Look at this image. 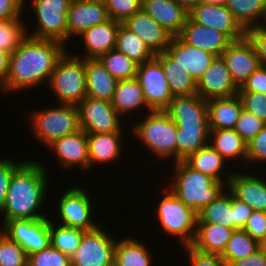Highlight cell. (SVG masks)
Segmentation results:
<instances>
[{
  "label": "cell",
  "mask_w": 266,
  "mask_h": 266,
  "mask_svg": "<svg viewBox=\"0 0 266 266\" xmlns=\"http://www.w3.org/2000/svg\"><path fill=\"white\" fill-rule=\"evenodd\" d=\"M221 57L225 61L231 78L238 88L260 66L255 47L247 36L233 41L222 53Z\"/></svg>",
  "instance_id": "9a60e30c"
},
{
  "label": "cell",
  "mask_w": 266,
  "mask_h": 266,
  "mask_svg": "<svg viewBox=\"0 0 266 266\" xmlns=\"http://www.w3.org/2000/svg\"><path fill=\"white\" fill-rule=\"evenodd\" d=\"M238 92L266 93V67L260 65L243 83Z\"/></svg>",
  "instance_id": "f5cc1de1"
},
{
  "label": "cell",
  "mask_w": 266,
  "mask_h": 266,
  "mask_svg": "<svg viewBox=\"0 0 266 266\" xmlns=\"http://www.w3.org/2000/svg\"><path fill=\"white\" fill-rule=\"evenodd\" d=\"M24 7L25 0H0V20L19 18Z\"/></svg>",
  "instance_id": "11a10c76"
},
{
  "label": "cell",
  "mask_w": 266,
  "mask_h": 266,
  "mask_svg": "<svg viewBox=\"0 0 266 266\" xmlns=\"http://www.w3.org/2000/svg\"><path fill=\"white\" fill-rule=\"evenodd\" d=\"M252 211L248 204L233 196V229H243Z\"/></svg>",
  "instance_id": "db71d44e"
},
{
  "label": "cell",
  "mask_w": 266,
  "mask_h": 266,
  "mask_svg": "<svg viewBox=\"0 0 266 266\" xmlns=\"http://www.w3.org/2000/svg\"><path fill=\"white\" fill-rule=\"evenodd\" d=\"M172 193L196 213L215 200L227 187L224 183L194 170L184 160L173 162Z\"/></svg>",
  "instance_id": "277c9868"
},
{
  "label": "cell",
  "mask_w": 266,
  "mask_h": 266,
  "mask_svg": "<svg viewBox=\"0 0 266 266\" xmlns=\"http://www.w3.org/2000/svg\"><path fill=\"white\" fill-rule=\"evenodd\" d=\"M115 49L125 54L129 59L134 60L139 65L155 57L143 43L142 39L123 24H121L118 29Z\"/></svg>",
  "instance_id": "8d00e7d4"
},
{
  "label": "cell",
  "mask_w": 266,
  "mask_h": 266,
  "mask_svg": "<svg viewBox=\"0 0 266 266\" xmlns=\"http://www.w3.org/2000/svg\"><path fill=\"white\" fill-rule=\"evenodd\" d=\"M243 110L239 95L207 101L210 130L234 129Z\"/></svg>",
  "instance_id": "4316f807"
},
{
  "label": "cell",
  "mask_w": 266,
  "mask_h": 266,
  "mask_svg": "<svg viewBox=\"0 0 266 266\" xmlns=\"http://www.w3.org/2000/svg\"><path fill=\"white\" fill-rule=\"evenodd\" d=\"M28 266H72L71 257L51 245L28 256Z\"/></svg>",
  "instance_id": "7bdbcfd3"
},
{
  "label": "cell",
  "mask_w": 266,
  "mask_h": 266,
  "mask_svg": "<svg viewBox=\"0 0 266 266\" xmlns=\"http://www.w3.org/2000/svg\"><path fill=\"white\" fill-rule=\"evenodd\" d=\"M265 123L262 119L243 109L234 130L248 143L263 129Z\"/></svg>",
  "instance_id": "f6af8a7d"
},
{
  "label": "cell",
  "mask_w": 266,
  "mask_h": 266,
  "mask_svg": "<svg viewBox=\"0 0 266 266\" xmlns=\"http://www.w3.org/2000/svg\"><path fill=\"white\" fill-rule=\"evenodd\" d=\"M57 225V226H56ZM86 231L72 227L55 224L49 218L50 245L71 257L80 245V241Z\"/></svg>",
  "instance_id": "f35d334b"
},
{
  "label": "cell",
  "mask_w": 266,
  "mask_h": 266,
  "mask_svg": "<svg viewBox=\"0 0 266 266\" xmlns=\"http://www.w3.org/2000/svg\"><path fill=\"white\" fill-rule=\"evenodd\" d=\"M65 51L58 59L48 86L58 104L77 106L87 95L85 59Z\"/></svg>",
  "instance_id": "8992f818"
},
{
  "label": "cell",
  "mask_w": 266,
  "mask_h": 266,
  "mask_svg": "<svg viewBox=\"0 0 266 266\" xmlns=\"http://www.w3.org/2000/svg\"><path fill=\"white\" fill-rule=\"evenodd\" d=\"M225 6L245 31L265 21L266 0H226Z\"/></svg>",
  "instance_id": "e575fe53"
},
{
  "label": "cell",
  "mask_w": 266,
  "mask_h": 266,
  "mask_svg": "<svg viewBox=\"0 0 266 266\" xmlns=\"http://www.w3.org/2000/svg\"><path fill=\"white\" fill-rule=\"evenodd\" d=\"M202 2L210 3L213 5H225L226 0H202Z\"/></svg>",
  "instance_id": "91938a15"
},
{
  "label": "cell",
  "mask_w": 266,
  "mask_h": 266,
  "mask_svg": "<svg viewBox=\"0 0 266 266\" xmlns=\"http://www.w3.org/2000/svg\"><path fill=\"white\" fill-rule=\"evenodd\" d=\"M259 247L263 252L266 253V236L261 242H259Z\"/></svg>",
  "instance_id": "94428289"
},
{
  "label": "cell",
  "mask_w": 266,
  "mask_h": 266,
  "mask_svg": "<svg viewBox=\"0 0 266 266\" xmlns=\"http://www.w3.org/2000/svg\"><path fill=\"white\" fill-rule=\"evenodd\" d=\"M209 139L208 144L226 161L237 158L246 162L247 142L234 129L210 130Z\"/></svg>",
  "instance_id": "1f68e13d"
},
{
  "label": "cell",
  "mask_w": 266,
  "mask_h": 266,
  "mask_svg": "<svg viewBox=\"0 0 266 266\" xmlns=\"http://www.w3.org/2000/svg\"><path fill=\"white\" fill-rule=\"evenodd\" d=\"M246 36L253 43L261 66L266 67V28L262 25L250 28Z\"/></svg>",
  "instance_id": "816d5d0a"
},
{
  "label": "cell",
  "mask_w": 266,
  "mask_h": 266,
  "mask_svg": "<svg viewBox=\"0 0 266 266\" xmlns=\"http://www.w3.org/2000/svg\"><path fill=\"white\" fill-rule=\"evenodd\" d=\"M80 186L68 187L67 191L62 192V196L57 199L59 202L57 207L59 212L60 224L67 227L83 229L84 231H92L97 229L98 225L94 220L92 196L90 193ZM93 216V217H92Z\"/></svg>",
  "instance_id": "30bf717a"
},
{
  "label": "cell",
  "mask_w": 266,
  "mask_h": 266,
  "mask_svg": "<svg viewBox=\"0 0 266 266\" xmlns=\"http://www.w3.org/2000/svg\"><path fill=\"white\" fill-rule=\"evenodd\" d=\"M246 162H266V123L263 129L247 143Z\"/></svg>",
  "instance_id": "c3c4849f"
},
{
  "label": "cell",
  "mask_w": 266,
  "mask_h": 266,
  "mask_svg": "<svg viewBox=\"0 0 266 266\" xmlns=\"http://www.w3.org/2000/svg\"><path fill=\"white\" fill-rule=\"evenodd\" d=\"M0 266H28L26 251L0 229Z\"/></svg>",
  "instance_id": "b9f144b4"
},
{
  "label": "cell",
  "mask_w": 266,
  "mask_h": 266,
  "mask_svg": "<svg viewBox=\"0 0 266 266\" xmlns=\"http://www.w3.org/2000/svg\"><path fill=\"white\" fill-rule=\"evenodd\" d=\"M262 26L266 28V18H265V21H264V23L262 24Z\"/></svg>",
  "instance_id": "be15d7a7"
},
{
  "label": "cell",
  "mask_w": 266,
  "mask_h": 266,
  "mask_svg": "<svg viewBox=\"0 0 266 266\" xmlns=\"http://www.w3.org/2000/svg\"><path fill=\"white\" fill-rule=\"evenodd\" d=\"M197 222L221 224L233 229V194L226 187L220 195L198 213Z\"/></svg>",
  "instance_id": "d590c367"
},
{
  "label": "cell",
  "mask_w": 266,
  "mask_h": 266,
  "mask_svg": "<svg viewBox=\"0 0 266 266\" xmlns=\"http://www.w3.org/2000/svg\"><path fill=\"white\" fill-rule=\"evenodd\" d=\"M0 20V51L10 55L19 47L27 36V27L22 19Z\"/></svg>",
  "instance_id": "60d3db41"
},
{
  "label": "cell",
  "mask_w": 266,
  "mask_h": 266,
  "mask_svg": "<svg viewBox=\"0 0 266 266\" xmlns=\"http://www.w3.org/2000/svg\"><path fill=\"white\" fill-rule=\"evenodd\" d=\"M242 230L261 242L266 236V212L253 210Z\"/></svg>",
  "instance_id": "f907efd6"
},
{
  "label": "cell",
  "mask_w": 266,
  "mask_h": 266,
  "mask_svg": "<svg viewBox=\"0 0 266 266\" xmlns=\"http://www.w3.org/2000/svg\"><path fill=\"white\" fill-rule=\"evenodd\" d=\"M149 248L134 237L117 239L113 266H152Z\"/></svg>",
  "instance_id": "836d02e7"
},
{
  "label": "cell",
  "mask_w": 266,
  "mask_h": 266,
  "mask_svg": "<svg viewBox=\"0 0 266 266\" xmlns=\"http://www.w3.org/2000/svg\"><path fill=\"white\" fill-rule=\"evenodd\" d=\"M136 79L144 93L148 107L165 110L174 98L161 63L154 57L138 66Z\"/></svg>",
  "instance_id": "5bb4252c"
},
{
  "label": "cell",
  "mask_w": 266,
  "mask_h": 266,
  "mask_svg": "<svg viewBox=\"0 0 266 266\" xmlns=\"http://www.w3.org/2000/svg\"><path fill=\"white\" fill-rule=\"evenodd\" d=\"M232 171L227 188L238 200L248 204L254 211L266 212V179Z\"/></svg>",
  "instance_id": "603a6c76"
},
{
  "label": "cell",
  "mask_w": 266,
  "mask_h": 266,
  "mask_svg": "<svg viewBox=\"0 0 266 266\" xmlns=\"http://www.w3.org/2000/svg\"><path fill=\"white\" fill-rule=\"evenodd\" d=\"M188 15L192 21L220 31L226 34L232 41L240 40L246 36V31L240 26L225 5L201 2Z\"/></svg>",
  "instance_id": "2e32d148"
},
{
  "label": "cell",
  "mask_w": 266,
  "mask_h": 266,
  "mask_svg": "<svg viewBox=\"0 0 266 266\" xmlns=\"http://www.w3.org/2000/svg\"><path fill=\"white\" fill-rule=\"evenodd\" d=\"M30 1L38 26L30 34L27 31V36L58 41L67 47V13L72 0Z\"/></svg>",
  "instance_id": "9c48e42d"
},
{
  "label": "cell",
  "mask_w": 266,
  "mask_h": 266,
  "mask_svg": "<svg viewBox=\"0 0 266 266\" xmlns=\"http://www.w3.org/2000/svg\"><path fill=\"white\" fill-rule=\"evenodd\" d=\"M24 161L14 162V159L0 158V212L4 206L9 182L13 172L23 163Z\"/></svg>",
  "instance_id": "681fc988"
},
{
  "label": "cell",
  "mask_w": 266,
  "mask_h": 266,
  "mask_svg": "<svg viewBox=\"0 0 266 266\" xmlns=\"http://www.w3.org/2000/svg\"><path fill=\"white\" fill-rule=\"evenodd\" d=\"M234 229L221 224L197 222L196 233L191 246L206 253L222 254Z\"/></svg>",
  "instance_id": "f546056e"
},
{
  "label": "cell",
  "mask_w": 266,
  "mask_h": 266,
  "mask_svg": "<svg viewBox=\"0 0 266 266\" xmlns=\"http://www.w3.org/2000/svg\"><path fill=\"white\" fill-rule=\"evenodd\" d=\"M109 18L123 23L142 9V0H106Z\"/></svg>",
  "instance_id": "ee69618b"
},
{
  "label": "cell",
  "mask_w": 266,
  "mask_h": 266,
  "mask_svg": "<svg viewBox=\"0 0 266 266\" xmlns=\"http://www.w3.org/2000/svg\"><path fill=\"white\" fill-rule=\"evenodd\" d=\"M2 227L1 232L18 243L27 256L50 246L49 217L36 220L14 219L5 221Z\"/></svg>",
  "instance_id": "4fadbf2b"
},
{
  "label": "cell",
  "mask_w": 266,
  "mask_h": 266,
  "mask_svg": "<svg viewBox=\"0 0 266 266\" xmlns=\"http://www.w3.org/2000/svg\"><path fill=\"white\" fill-rule=\"evenodd\" d=\"M67 49L58 41L26 36L10 55L6 93L38 88L45 81L48 84L58 59Z\"/></svg>",
  "instance_id": "6da1fadb"
},
{
  "label": "cell",
  "mask_w": 266,
  "mask_h": 266,
  "mask_svg": "<svg viewBox=\"0 0 266 266\" xmlns=\"http://www.w3.org/2000/svg\"><path fill=\"white\" fill-rule=\"evenodd\" d=\"M164 111L176 124V161L208 145L207 101L198 94L174 96Z\"/></svg>",
  "instance_id": "3957f363"
},
{
  "label": "cell",
  "mask_w": 266,
  "mask_h": 266,
  "mask_svg": "<svg viewBox=\"0 0 266 266\" xmlns=\"http://www.w3.org/2000/svg\"><path fill=\"white\" fill-rule=\"evenodd\" d=\"M178 4H180L188 13L198 6L202 0H175Z\"/></svg>",
  "instance_id": "680465c9"
},
{
  "label": "cell",
  "mask_w": 266,
  "mask_h": 266,
  "mask_svg": "<svg viewBox=\"0 0 266 266\" xmlns=\"http://www.w3.org/2000/svg\"><path fill=\"white\" fill-rule=\"evenodd\" d=\"M184 247L190 266H227L220 254L202 252L191 245Z\"/></svg>",
  "instance_id": "7dc6e473"
},
{
  "label": "cell",
  "mask_w": 266,
  "mask_h": 266,
  "mask_svg": "<svg viewBox=\"0 0 266 266\" xmlns=\"http://www.w3.org/2000/svg\"><path fill=\"white\" fill-rule=\"evenodd\" d=\"M110 20L105 3L72 0L67 13V42L85 30Z\"/></svg>",
  "instance_id": "ac0fdd59"
},
{
  "label": "cell",
  "mask_w": 266,
  "mask_h": 266,
  "mask_svg": "<svg viewBox=\"0 0 266 266\" xmlns=\"http://www.w3.org/2000/svg\"><path fill=\"white\" fill-rule=\"evenodd\" d=\"M117 239L99 226L86 231L79 247L71 256L72 266H113L114 248Z\"/></svg>",
  "instance_id": "8fae6325"
},
{
  "label": "cell",
  "mask_w": 266,
  "mask_h": 266,
  "mask_svg": "<svg viewBox=\"0 0 266 266\" xmlns=\"http://www.w3.org/2000/svg\"><path fill=\"white\" fill-rule=\"evenodd\" d=\"M194 170L199 171L215 181L224 183L226 186L232 176V173L223 178V169H225L226 160L209 144L191 153L184 160ZM222 174V175H221Z\"/></svg>",
  "instance_id": "4dcf8cb0"
},
{
  "label": "cell",
  "mask_w": 266,
  "mask_h": 266,
  "mask_svg": "<svg viewBox=\"0 0 266 266\" xmlns=\"http://www.w3.org/2000/svg\"><path fill=\"white\" fill-rule=\"evenodd\" d=\"M238 90L222 57H216L197 82V94L205 101L231 97L237 95Z\"/></svg>",
  "instance_id": "d6986e66"
},
{
  "label": "cell",
  "mask_w": 266,
  "mask_h": 266,
  "mask_svg": "<svg viewBox=\"0 0 266 266\" xmlns=\"http://www.w3.org/2000/svg\"><path fill=\"white\" fill-rule=\"evenodd\" d=\"M30 121L35 138L48 146L63 136L73 134L80 130L79 111L75 105L59 104L52 108L31 111Z\"/></svg>",
  "instance_id": "52a82bcc"
},
{
  "label": "cell",
  "mask_w": 266,
  "mask_h": 266,
  "mask_svg": "<svg viewBox=\"0 0 266 266\" xmlns=\"http://www.w3.org/2000/svg\"><path fill=\"white\" fill-rule=\"evenodd\" d=\"M98 59L117 81L136 78L139 64L116 49L108 51Z\"/></svg>",
  "instance_id": "ab89813d"
},
{
  "label": "cell",
  "mask_w": 266,
  "mask_h": 266,
  "mask_svg": "<svg viewBox=\"0 0 266 266\" xmlns=\"http://www.w3.org/2000/svg\"><path fill=\"white\" fill-rule=\"evenodd\" d=\"M161 63L173 96L197 94V82L165 51L155 55Z\"/></svg>",
  "instance_id": "d6a6232c"
},
{
  "label": "cell",
  "mask_w": 266,
  "mask_h": 266,
  "mask_svg": "<svg viewBox=\"0 0 266 266\" xmlns=\"http://www.w3.org/2000/svg\"><path fill=\"white\" fill-rule=\"evenodd\" d=\"M122 134L123 132L87 133L89 170L96 164H112L122 156Z\"/></svg>",
  "instance_id": "484cf974"
},
{
  "label": "cell",
  "mask_w": 266,
  "mask_h": 266,
  "mask_svg": "<svg viewBox=\"0 0 266 266\" xmlns=\"http://www.w3.org/2000/svg\"><path fill=\"white\" fill-rule=\"evenodd\" d=\"M86 97L112 101L117 80L99 59H85Z\"/></svg>",
  "instance_id": "83f0119b"
},
{
  "label": "cell",
  "mask_w": 266,
  "mask_h": 266,
  "mask_svg": "<svg viewBox=\"0 0 266 266\" xmlns=\"http://www.w3.org/2000/svg\"><path fill=\"white\" fill-rule=\"evenodd\" d=\"M122 24L142 39L154 55L164 52L173 38L143 9L128 17Z\"/></svg>",
  "instance_id": "ffe728a7"
},
{
  "label": "cell",
  "mask_w": 266,
  "mask_h": 266,
  "mask_svg": "<svg viewBox=\"0 0 266 266\" xmlns=\"http://www.w3.org/2000/svg\"><path fill=\"white\" fill-rule=\"evenodd\" d=\"M79 125L86 133L123 132L122 117L110 101L85 97L78 105Z\"/></svg>",
  "instance_id": "7c38bea8"
},
{
  "label": "cell",
  "mask_w": 266,
  "mask_h": 266,
  "mask_svg": "<svg viewBox=\"0 0 266 266\" xmlns=\"http://www.w3.org/2000/svg\"><path fill=\"white\" fill-rule=\"evenodd\" d=\"M179 37L188 45L203 49L216 57L233 42L226 34L192 21L189 17Z\"/></svg>",
  "instance_id": "7402d4cb"
},
{
  "label": "cell",
  "mask_w": 266,
  "mask_h": 266,
  "mask_svg": "<svg viewBox=\"0 0 266 266\" xmlns=\"http://www.w3.org/2000/svg\"><path fill=\"white\" fill-rule=\"evenodd\" d=\"M47 147L55 154L57 163L62 166L61 169L67 170L79 166L82 171L89 170L87 133L83 129L63 136Z\"/></svg>",
  "instance_id": "e0dca14e"
},
{
  "label": "cell",
  "mask_w": 266,
  "mask_h": 266,
  "mask_svg": "<svg viewBox=\"0 0 266 266\" xmlns=\"http://www.w3.org/2000/svg\"><path fill=\"white\" fill-rule=\"evenodd\" d=\"M165 52L178 63L196 82L211 66L216 56L197 47L185 43L179 36L170 41Z\"/></svg>",
  "instance_id": "44dd1931"
},
{
  "label": "cell",
  "mask_w": 266,
  "mask_h": 266,
  "mask_svg": "<svg viewBox=\"0 0 266 266\" xmlns=\"http://www.w3.org/2000/svg\"><path fill=\"white\" fill-rule=\"evenodd\" d=\"M111 104L122 117L135 110L142 109L143 111L144 109L147 113L152 111L146 103L144 93L136 78L117 81Z\"/></svg>",
  "instance_id": "f1b7e54d"
},
{
  "label": "cell",
  "mask_w": 266,
  "mask_h": 266,
  "mask_svg": "<svg viewBox=\"0 0 266 266\" xmlns=\"http://www.w3.org/2000/svg\"><path fill=\"white\" fill-rule=\"evenodd\" d=\"M230 266H266V253L259 249L254 254L233 262Z\"/></svg>",
  "instance_id": "9f6ffc18"
},
{
  "label": "cell",
  "mask_w": 266,
  "mask_h": 266,
  "mask_svg": "<svg viewBox=\"0 0 266 266\" xmlns=\"http://www.w3.org/2000/svg\"><path fill=\"white\" fill-rule=\"evenodd\" d=\"M122 23L116 20H108L107 22L95 25L85 30L80 39H83V48L86 52L82 54L83 59H98L101 55L116 47V39L119 26ZM84 55V56H83Z\"/></svg>",
  "instance_id": "d4e9b609"
},
{
  "label": "cell",
  "mask_w": 266,
  "mask_h": 266,
  "mask_svg": "<svg viewBox=\"0 0 266 266\" xmlns=\"http://www.w3.org/2000/svg\"><path fill=\"white\" fill-rule=\"evenodd\" d=\"M243 109L266 122V93L238 92Z\"/></svg>",
  "instance_id": "bcb514c9"
},
{
  "label": "cell",
  "mask_w": 266,
  "mask_h": 266,
  "mask_svg": "<svg viewBox=\"0 0 266 266\" xmlns=\"http://www.w3.org/2000/svg\"><path fill=\"white\" fill-rule=\"evenodd\" d=\"M47 172L44 164L30 159L24 160L13 172L0 212L3 215L1 224L14 219L36 220L49 216L40 212L48 193Z\"/></svg>",
  "instance_id": "7a4b0ae2"
},
{
  "label": "cell",
  "mask_w": 266,
  "mask_h": 266,
  "mask_svg": "<svg viewBox=\"0 0 266 266\" xmlns=\"http://www.w3.org/2000/svg\"><path fill=\"white\" fill-rule=\"evenodd\" d=\"M10 54L0 51V89L6 91V81L9 71Z\"/></svg>",
  "instance_id": "6f0895ef"
},
{
  "label": "cell",
  "mask_w": 266,
  "mask_h": 266,
  "mask_svg": "<svg viewBox=\"0 0 266 266\" xmlns=\"http://www.w3.org/2000/svg\"><path fill=\"white\" fill-rule=\"evenodd\" d=\"M259 249L258 241L253 239L246 231L238 229L233 231L221 257L227 266H230L233 262L244 259Z\"/></svg>",
  "instance_id": "74e56055"
},
{
  "label": "cell",
  "mask_w": 266,
  "mask_h": 266,
  "mask_svg": "<svg viewBox=\"0 0 266 266\" xmlns=\"http://www.w3.org/2000/svg\"><path fill=\"white\" fill-rule=\"evenodd\" d=\"M90 1H96V2H102V3H105L106 0H90Z\"/></svg>",
  "instance_id": "6125c7cd"
},
{
  "label": "cell",
  "mask_w": 266,
  "mask_h": 266,
  "mask_svg": "<svg viewBox=\"0 0 266 266\" xmlns=\"http://www.w3.org/2000/svg\"><path fill=\"white\" fill-rule=\"evenodd\" d=\"M145 115L142 121L132 126L134 137L155 157L161 160L173 158L176 162L175 122L164 110H154Z\"/></svg>",
  "instance_id": "5b68a950"
},
{
  "label": "cell",
  "mask_w": 266,
  "mask_h": 266,
  "mask_svg": "<svg viewBox=\"0 0 266 266\" xmlns=\"http://www.w3.org/2000/svg\"><path fill=\"white\" fill-rule=\"evenodd\" d=\"M158 202L157 219L164 233L180 239L183 246L191 245L197 227L198 214L179 200L169 188L163 190ZM168 191V192H167Z\"/></svg>",
  "instance_id": "ba28073f"
},
{
  "label": "cell",
  "mask_w": 266,
  "mask_h": 266,
  "mask_svg": "<svg viewBox=\"0 0 266 266\" xmlns=\"http://www.w3.org/2000/svg\"><path fill=\"white\" fill-rule=\"evenodd\" d=\"M142 9L173 37L181 34L189 17L175 0H142Z\"/></svg>",
  "instance_id": "cb8c5ba5"
}]
</instances>
